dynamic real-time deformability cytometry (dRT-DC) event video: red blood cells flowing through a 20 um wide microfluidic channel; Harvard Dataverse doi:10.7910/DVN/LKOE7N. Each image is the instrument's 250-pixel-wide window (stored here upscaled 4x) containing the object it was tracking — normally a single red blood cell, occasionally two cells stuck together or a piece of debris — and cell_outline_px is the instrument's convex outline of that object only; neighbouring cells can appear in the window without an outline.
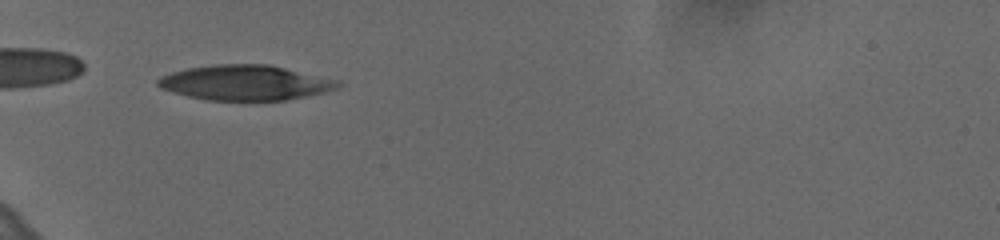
{"species": "human", "species_latin": "Homo sapiens", "temperature_condition": "cold", "stored_images_in_passage": 38, "camera_frame_rate_fps": 3000, "um_per_image_px": 0.085, "donor": {"sex": "female"}, "frame": {"image": 1, "passage_image": 1, "time_ms": 0.0, "image_size_px": [1000, 240], "cell_outline_px": [[340, 84], [336, 88], [324, 92], [308, 96], [284, 100], [204, 100], [172, 92], [160, 88], [156, 84], [156, 80], [160, 76], [172, 72], [188, 68], [216, 64], [268, 64], [340, 80]], "centroid_in_image_um": [20.82, 7.03], "position_along_channel_um": 64.2, "area_um2": 36.82}}
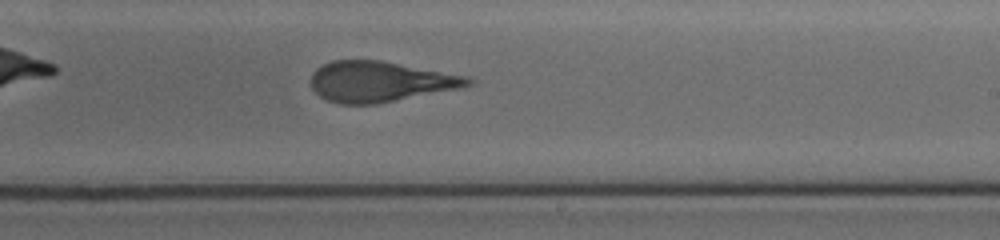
{"frame": {"image": 2, "passage_image": 18, "time_ms": 5.667, "image_size_px": [1000, 240], "cell_outline_px": [[476, 80], [472, 84], [464, 88], [376, 104], [340, 104], [328, 100], [320, 96], [312, 88], [308, 80], [312, 72], [316, 68], [332, 60], [380, 60], [468, 76]], "centroid_in_image_um": [32.32, 6.94], "position_along_channel_um": 256.7, "area_um2": 37.51}}
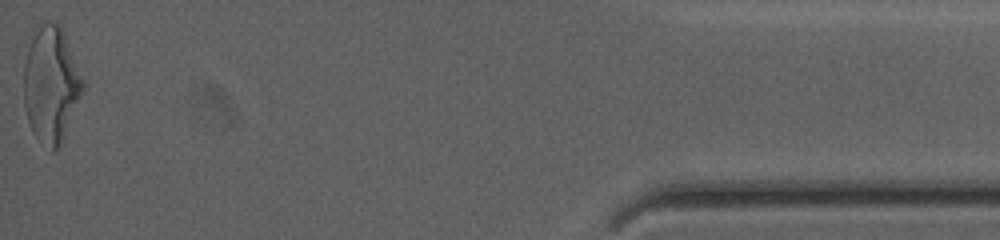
{"frame": {"image": 3, "passage_image": 38, "time_ms": 12.333, "image_size_px": [1000, 240], "cell_outline_px": [[84, 92], [56, 148], [52, 152], [32, 132], [28, 120], [24, 104], [24, 64], [32, 28], [44, 20], [48, 20], [60, 24], [64, 32], [84, 80]], "centroid_in_image_um": [4.32, 7.06], "position_along_channel_um": 430.9, "area_um2": 39.88}, "authors_computed_cell_mechanics": {"area_um2": 37.9168, "velocity_mm_per_s": 3.6287, "shape_relaxation_time_tau1_ms": 5.3231, "shape_relaxation_time_tau2_ms": 1.2835, "deformation_change_tau1": 0.2068, "deformation_change_tau2": 0.1152}}